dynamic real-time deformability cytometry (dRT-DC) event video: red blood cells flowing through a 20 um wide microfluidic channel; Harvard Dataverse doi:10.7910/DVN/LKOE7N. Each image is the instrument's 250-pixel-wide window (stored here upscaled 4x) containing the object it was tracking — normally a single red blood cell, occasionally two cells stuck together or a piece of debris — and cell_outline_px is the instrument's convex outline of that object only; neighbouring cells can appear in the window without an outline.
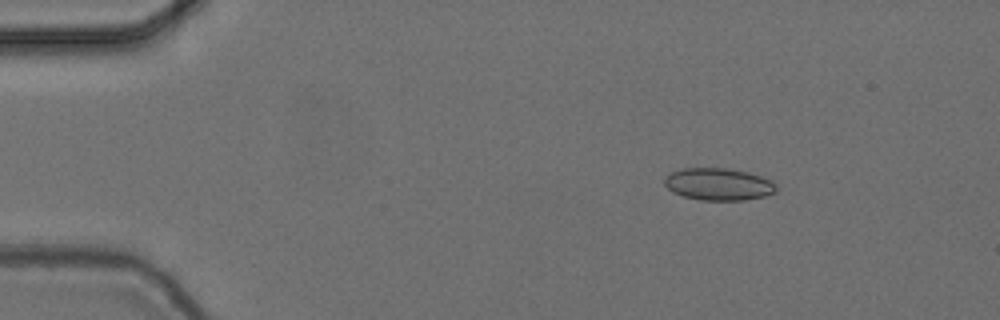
{"species": "common noctule bat (a hibernating species)", "species_latin": "Nyctalus noctula", "temperature_condition": "cold", "stored_images_in_passage": 48, "camera_frame_rate_fps": 3000, "um_per_image_px": 0.085, "animal": {"sex": "female", "body_mass_g": 24.6, "forearm_length_mm": 56.2}, "frame": {"image": 1, "passage_image": 1, "time_ms": 0.0, "image_size_px": [1000, 320], "cell_outline_px": [[776, 192], [764, 196], [744, 200], [700, 200], [684, 196], [672, 192], [664, 184], [664, 176], [672, 172], [684, 168], [724, 168], [748, 172], [772, 180], [776, 184]], "centroid_in_image_um": [61.07, 15.66], "position_along_channel_um": 23.9, "area_um2": 20.98}}
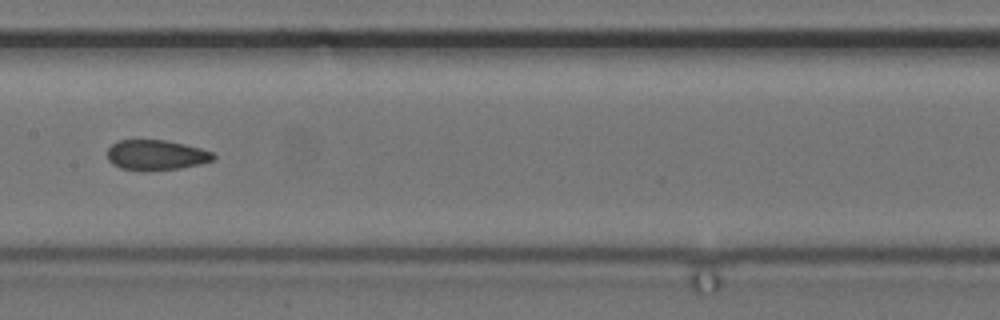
{"frame": {"image": 2, "passage_image": 21, "time_ms": 6.667, "image_size_px": [1000, 320], "cell_outline_px": [[216, 156], [212, 160], [200, 164], [180, 168], [120, 168], [112, 164], [108, 160], [108, 148], [112, 144], [120, 140], [164, 140], [184, 144], [200, 148], [212, 152]], "centroid_in_image_um": [13.28, 13.14], "position_along_channel_um": 194.1, "area_um2": 17.92}}
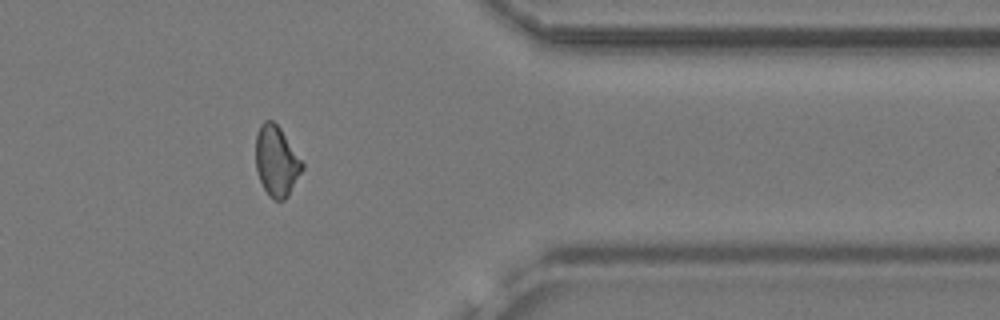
{"frame": {"image": 3, "passage_image": 38, "time_ms": 12.333, "image_size_px": [1000, 320], "cell_outline_px": [[304, 168], [288, 196], [284, 200], [276, 200], [268, 196], [260, 180], [256, 168], [256, 132], [260, 124], [264, 120], [272, 120], [280, 128], [304, 164]], "centroid_in_image_um": [23.49, 13.69], "position_along_channel_um": 387.9, "area_um2": 19.02}, "authors_computed_cell_mechanics": {"area_um2": 19.1896, "velocity_mm_per_s": 3.7278, "shape_relaxation_time_tau1_ms": null, "shape_relaxation_time_tau2_ms": 3.321, "deformation_change_tau1": null, "deformation_change_tau2": 0.0809}}